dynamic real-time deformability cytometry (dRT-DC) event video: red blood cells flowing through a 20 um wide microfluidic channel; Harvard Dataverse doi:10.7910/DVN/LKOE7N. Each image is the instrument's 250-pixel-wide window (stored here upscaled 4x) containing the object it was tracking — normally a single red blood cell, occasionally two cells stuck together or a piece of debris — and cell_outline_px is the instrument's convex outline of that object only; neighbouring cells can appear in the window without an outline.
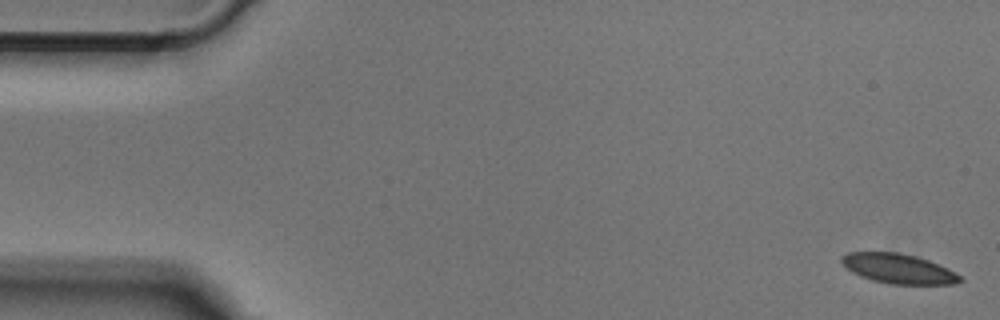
{"species": "Egyptian fruit bat (a non-hibernating species)", "species_latin": "Rousettus aegyptiacus", "temperature_condition": "cold", "stored_images_in_passage": 50, "camera_frame_rate_fps": 3000, "um_per_image_px": 0.085, "animal": {"sex": "male"}, "frame": {"image": 1, "passage_image": 1, "time_ms": 0.0, "image_size_px": [1000, 320], "cell_outline_px": [[964, 280], [956, 284], [888, 284], [872, 280], [860, 276], [852, 272], [840, 260], [840, 256], [848, 252], [900, 252], [916, 256], [928, 260], [948, 268], [960, 276]], "centroid_in_image_um": [76.37, 22.83], "position_along_channel_um": 8.6, "area_um2": 20.58}}
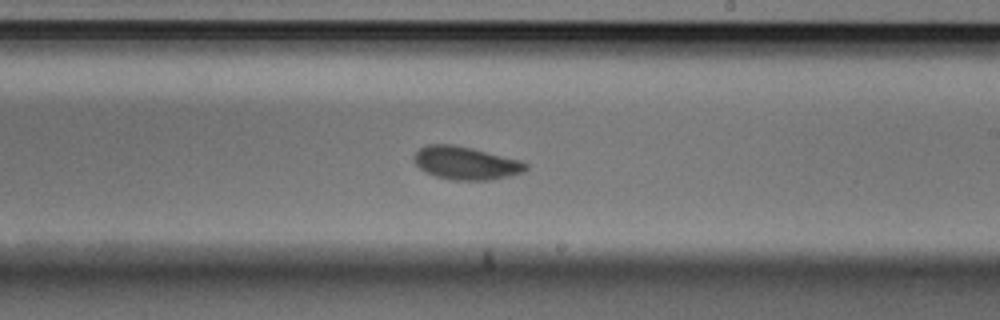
{"frame": {"image": 2, "passage_image": 29, "time_ms": 9.333, "image_size_px": [1000, 320], "cell_outline_px": [[528, 168], [524, 172], [492, 180], [452, 180], [436, 176], [424, 172], [416, 164], [416, 152], [420, 148], [428, 144], [452, 144], [472, 148], [520, 160], [528, 164]], "centroid_in_image_um": [39.62, 13.87], "position_along_channel_um": 249.4, "area_um2": 21.39}}
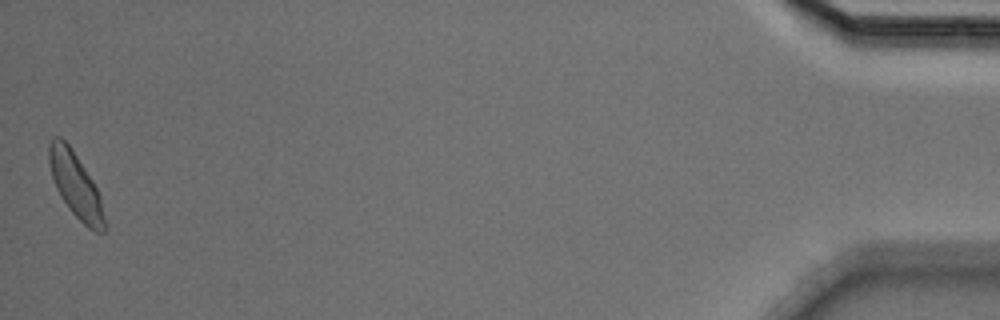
{"frame": {"image": 3, "passage_image": 50, "time_ms": 16.333, "image_size_px": [1000, 320], "cell_outline_px": [[104, 232], [96, 232], [88, 228], [68, 208], [60, 196], [56, 188], [52, 176], [48, 160], [48, 144], [52, 136], [60, 136], [72, 148], [92, 180], [100, 196], [104, 216]], "centroid_in_image_um": [6.39, 15.69], "position_along_channel_um": 428.8, "area_um2": 20.81}}